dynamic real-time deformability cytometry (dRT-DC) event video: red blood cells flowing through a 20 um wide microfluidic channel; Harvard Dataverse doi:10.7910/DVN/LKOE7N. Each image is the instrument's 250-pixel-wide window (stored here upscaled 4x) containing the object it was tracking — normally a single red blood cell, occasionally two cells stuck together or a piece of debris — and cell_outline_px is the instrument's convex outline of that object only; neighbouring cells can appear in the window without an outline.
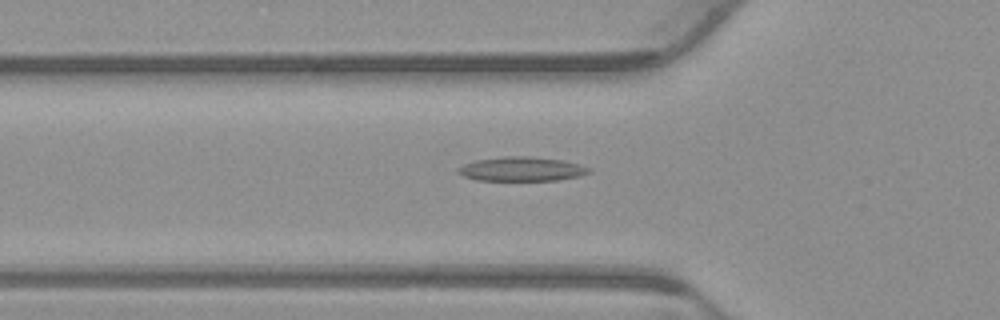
{"species": "common noctule bat (a hibernating species)", "species_latin": "Nyctalus noctula", "temperature_condition": "warm", "stored_images_in_passage": 53, "camera_frame_rate_fps": 3000, "um_per_image_px": 0.085, "animal": {"sex": "male", "body_mass_g": 23.1, "forearm_length_mm": 52.7}, "frame": {"image": 1, "passage_image": 18, "time_ms": 5.667, "image_size_px": [1000, 320], "cell_outline_px": [[592, 172], [580, 176], [556, 180], [476, 180], [464, 176], [456, 172], [456, 168], [464, 164], [476, 160], [504, 156], [528, 156], [560, 160], [576, 164], [588, 168]], "centroid_in_image_um": [44.28, 14.37], "position_along_channel_um": 81.5, "area_um2": 18.26}}
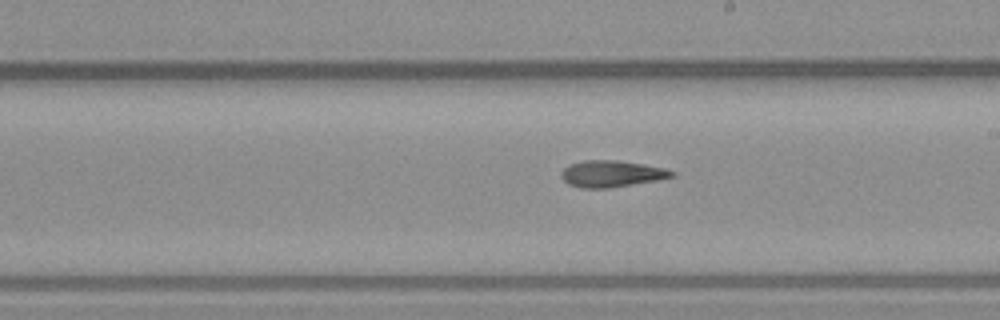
{"frame": {"image": 2, "passage_image": 30, "time_ms": 9.667, "image_size_px": [1000, 320], "cell_outline_px": [[676, 176], [656, 180], [608, 188], [580, 188], [568, 184], [560, 176], [560, 172], [564, 168], [572, 164], [584, 160], [616, 160], [644, 164], [664, 168], [676, 172]], "centroid_in_image_um": [51.98, 14.77], "position_along_channel_um": 237.0, "area_um2": 17.05}}
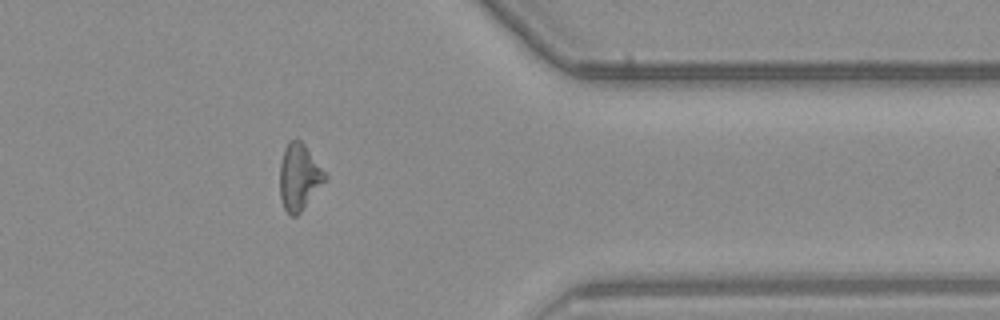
{"frame": {"image": 3, "passage_image": 43, "time_ms": 14.0, "image_size_px": [1000, 320], "cell_outline_px": [[328, 180], [300, 212], [296, 216], [292, 216], [284, 208], [280, 196], [280, 164], [284, 148], [292, 140], [300, 140], [304, 144], [328, 176]], "centroid_in_image_um": [25.45, 15.06], "position_along_channel_um": 386.0, "area_um2": 17.4}, "authors_computed_cell_mechanics": {"area_um2": 17.629, "velocity_mm_per_s": 3.8569, "shape_relaxation_time_tau1_ms": 8.3621, "shape_relaxation_time_tau2_ms": null, "deformation_change_tau1": 0.2289, "deformation_change_tau2": null}}